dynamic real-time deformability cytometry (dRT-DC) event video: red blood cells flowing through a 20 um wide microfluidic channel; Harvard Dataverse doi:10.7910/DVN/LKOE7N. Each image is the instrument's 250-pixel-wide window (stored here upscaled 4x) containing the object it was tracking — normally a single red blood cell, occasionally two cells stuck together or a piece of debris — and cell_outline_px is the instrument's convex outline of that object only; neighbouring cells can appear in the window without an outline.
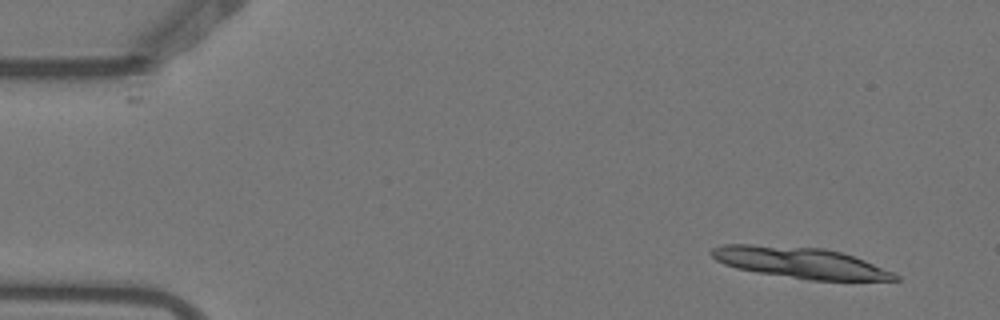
{"species": "Egyptian fruit bat (a non-hibernating species)", "species_latin": "Rousettus aegyptiacus", "temperature_condition": "warm", "stored_images_in_passage": 4, "camera_frame_rate_fps": 3000, "um_per_image_px": 0.085, "animal": {"sex": "female"}, "frame": {"image": 1, "passage_image": 1, "time_ms": 0.0, "image_size_px": [1000, 320], "cell_outline_px": [[900, 280], [808, 280], [756, 272], [736, 268], [724, 264], [716, 260], [708, 252], [712, 248], [724, 244], [752, 244], [824, 248], [840, 252], [864, 260], [896, 272], [900, 276]], "centroid_in_image_um": [68.02, 22.33], "position_along_channel_um": 17.0, "area_um2": 33.23}}